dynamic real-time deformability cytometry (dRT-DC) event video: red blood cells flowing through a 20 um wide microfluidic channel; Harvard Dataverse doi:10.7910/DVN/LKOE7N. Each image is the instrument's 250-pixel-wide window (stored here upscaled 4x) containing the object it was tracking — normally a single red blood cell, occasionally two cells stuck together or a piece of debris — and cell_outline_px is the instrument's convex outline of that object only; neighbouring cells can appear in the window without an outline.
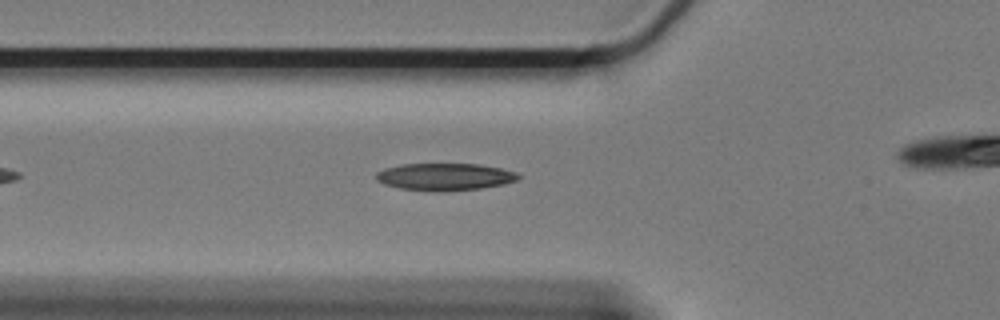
{"species": "Egyptian fruit bat (a non-hibernating species)", "species_latin": "Rousettus aegyptiacus", "temperature_condition": "cold", "stored_images_in_passage": 19, "camera_frame_rate_fps": 3000, "um_per_image_px": 0.085, "animal": {"sex": "female"}, "frame": {"image": 1, "passage_image": 6, "time_ms": 1.667, "image_size_px": [1000, 320], "cell_outline_px": [[520, 176], [516, 180], [500, 184], [480, 188], [400, 188], [384, 184], [376, 180], [376, 172], [384, 168], [400, 164], [480, 164], [500, 168], [516, 172]], "centroid_in_image_um": [37.77, 14.96], "position_along_channel_um": 88.0, "area_um2": 21.27}}
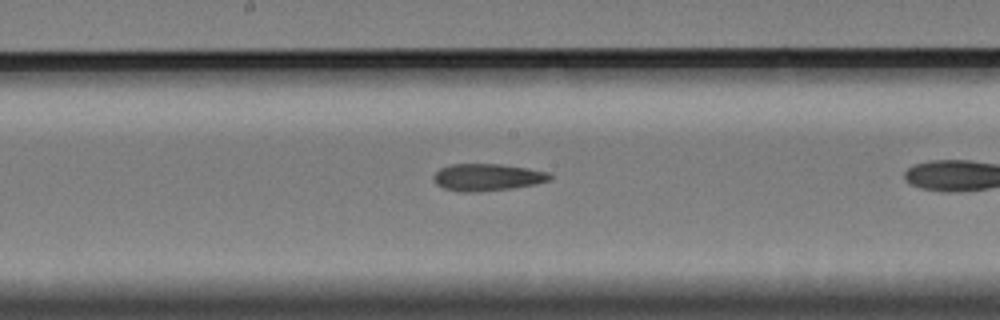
{"frame": {"image": 2, "passage_image": 13, "time_ms": 4.0, "image_size_px": [1000, 320], "cell_outline_px": [[552, 180], [536, 184], [512, 188], [480, 192], [460, 192], [444, 188], [436, 184], [432, 176], [440, 168], [452, 164], [500, 164], [528, 168], [548, 172], [552, 176]], "centroid_in_image_um": [41.43, 15.07], "position_along_channel_um": 206.8, "area_um2": 18.5}}
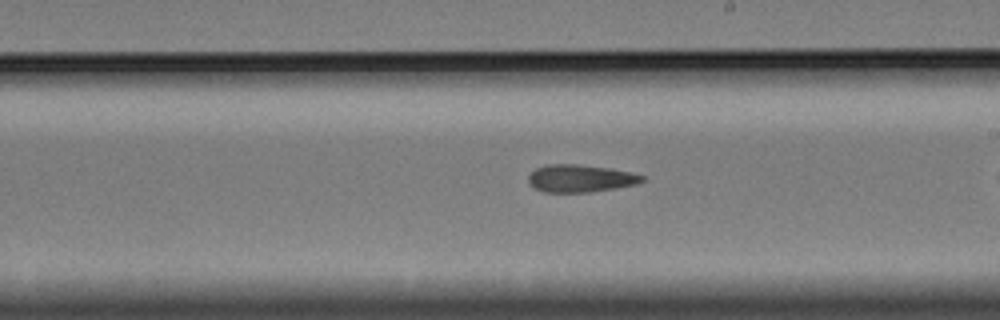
{"frame": {"image": 3, "passage_image": 16, "time_ms": 5.0, "image_size_px": [1000, 320], "cell_outline_px": [[644, 180], [636, 184], [616, 188], [588, 192], [544, 192], [536, 188], [528, 180], [528, 176], [536, 168], [548, 164], [576, 164], [608, 168], [628, 172], [644, 176]], "centroid_in_image_um": [49.32, 15.16], "position_along_channel_um": 239.7, "area_um2": 17.92}}